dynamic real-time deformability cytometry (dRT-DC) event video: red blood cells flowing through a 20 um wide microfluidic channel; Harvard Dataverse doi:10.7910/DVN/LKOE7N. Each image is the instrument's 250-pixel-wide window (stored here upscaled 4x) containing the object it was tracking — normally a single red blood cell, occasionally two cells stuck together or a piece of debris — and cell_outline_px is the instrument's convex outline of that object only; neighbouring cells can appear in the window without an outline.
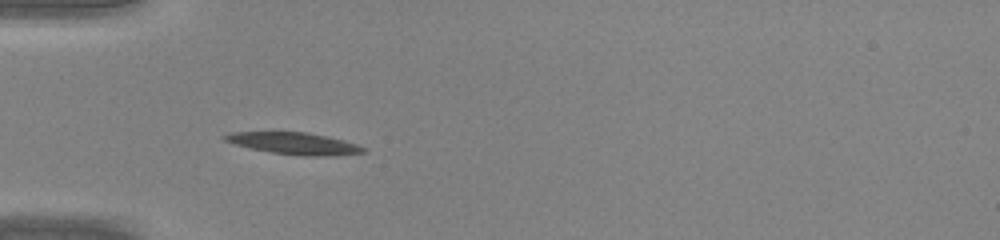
{"species": "common noctule bat (a hibernating species)", "species_latin": "Nyctalus noctula", "temperature_condition": "warm", "stored_images_in_passage": 37, "camera_frame_rate_fps": 3000, "um_per_image_px": 0.085, "animal": {"sex": "male", "body_mass_g": 20.0, "forearm_length_mm": 53.3}, "frame": {"image": 1, "passage_image": 4, "time_ms": 1.0, "image_size_px": [1000, 240], "cell_outline_px": [[364, 152], [336, 156], [304, 156], [272, 152], [252, 148], [236, 144], [224, 140], [220, 136], [232, 132], [308, 132], [328, 136], [344, 140], [356, 144], [364, 148]], "centroid_in_image_um": [25.02, 12.18], "position_along_channel_um": 60.0, "area_um2": 17.51}}
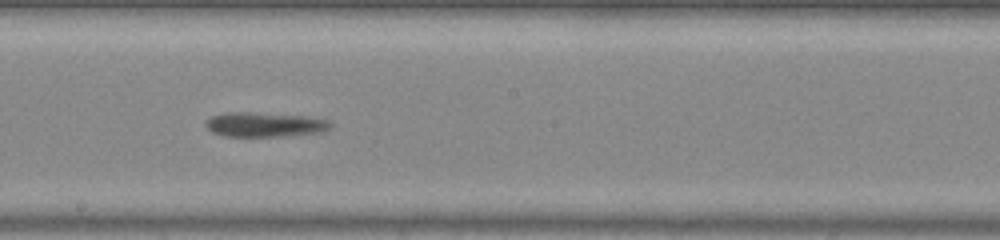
{"frame": {"image": 2, "passage_image": 16, "time_ms": 5.0, "image_size_px": [1000, 240], "cell_outline_px": [[332, 128], [324, 132], [280, 136], [224, 136], [212, 132], [204, 124], [212, 116], [224, 112], [252, 112], [304, 116], [328, 120], [332, 124]], "centroid_in_image_um": [22.51, 10.58], "position_along_channel_um": 225.7, "area_um2": 17.86}}
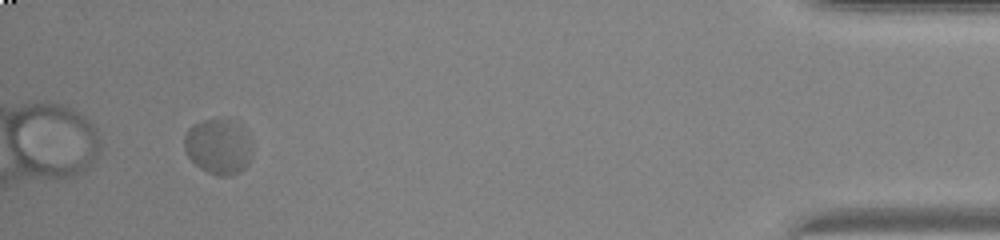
{"frame": {"image": 3, "passage_image": 34, "time_ms": 11.0, "image_size_px": [1000, 240], "cell_outline_px": [[252, 152], [248, 164], [240, 172], [228, 176], [216, 176], [200, 168], [188, 156], [184, 148], [184, 136], [188, 128], [192, 124], [204, 120], [224, 120], [244, 128], [248, 132], [252, 144]], "centroid_in_image_um": [18.57, 12.48], "position_along_channel_um": 416.6, "area_um2": 21.91}}